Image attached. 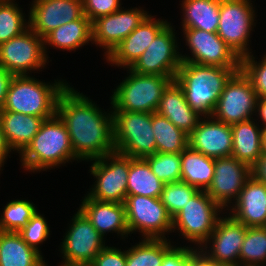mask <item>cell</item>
Masks as SVG:
<instances>
[{
    "label": "cell",
    "instance_id": "cell-1",
    "mask_svg": "<svg viewBox=\"0 0 266 266\" xmlns=\"http://www.w3.org/2000/svg\"><path fill=\"white\" fill-rule=\"evenodd\" d=\"M68 87L60 94L56 114L64 122L77 159L93 160L115 152L113 114Z\"/></svg>",
    "mask_w": 266,
    "mask_h": 266
},
{
    "label": "cell",
    "instance_id": "cell-2",
    "mask_svg": "<svg viewBox=\"0 0 266 266\" xmlns=\"http://www.w3.org/2000/svg\"><path fill=\"white\" fill-rule=\"evenodd\" d=\"M238 70L240 68L182 62L174 80L184 91L188 105L201 116L208 115L209 118L214 112L227 80Z\"/></svg>",
    "mask_w": 266,
    "mask_h": 266
},
{
    "label": "cell",
    "instance_id": "cell-3",
    "mask_svg": "<svg viewBox=\"0 0 266 266\" xmlns=\"http://www.w3.org/2000/svg\"><path fill=\"white\" fill-rule=\"evenodd\" d=\"M22 165L27 170L55 167L70 159H77L64 122L56 114L44 120L40 130L21 152Z\"/></svg>",
    "mask_w": 266,
    "mask_h": 266
},
{
    "label": "cell",
    "instance_id": "cell-4",
    "mask_svg": "<svg viewBox=\"0 0 266 266\" xmlns=\"http://www.w3.org/2000/svg\"><path fill=\"white\" fill-rule=\"evenodd\" d=\"M67 84L59 81L53 85L39 82L27 75L13 76L1 111L18 112L45 120L57 112V102Z\"/></svg>",
    "mask_w": 266,
    "mask_h": 266
},
{
    "label": "cell",
    "instance_id": "cell-5",
    "mask_svg": "<svg viewBox=\"0 0 266 266\" xmlns=\"http://www.w3.org/2000/svg\"><path fill=\"white\" fill-rule=\"evenodd\" d=\"M129 71V77L120 83L112 95L114 111L156 112L164 91L174 78L138 74L131 69Z\"/></svg>",
    "mask_w": 266,
    "mask_h": 266
},
{
    "label": "cell",
    "instance_id": "cell-6",
    "mask_svg": "<svg viewBox=\"0 0 266 266\" xmlns=\"http://www.w3.org/2000/svg\"><path fill=\"white\" fill-rule=\"evenodd\" d=\"M112 114L115 152L132 158L157 152L152 113L114 111Z\"/></svg>",
    "mask_w": 266,
    "mask_h": 266
},
{
    "label": "cell",
    "instance_id": "cell-7",
    "mask_svg": "<svg viewBox=\"0 0 266 266\" xmlns=\"http://www.w3.org/2000/svg\"><path fill=\"white\" fill-rule=\"evenodd\" d=\"M220 209L222 207L206 191L199 190L172 218V229L178 228L189 241L207 244L220 219L217 216Z\"/></svg>",
    "mask_w": 266,
    "mask_h": 266
},
{
    "label": "cell",
    "instance_id": "cell-8",
    "mask_svg": "<svg viewBox=\"0 0 266 266\" xmlns=\"http://www.w3.org/2000/svg\"><path fill=\"white\" fill-rule=\"evenodd\" d=\"M93 160L90 171L97 180L88 196L102 202L124 203L131 157L113 152Z\"/></svg>",
    "mask_w": 266,
    "mask_h": 266
},
{
    "label": "cell",
    "instance_id": "cell-9",
    "mask_svg": "<svg viewBox=\"0 0 266 266\" xmlns=\"http://www.w3.org/2000/svg\"><path fill=\"white\" fill-rule=\"evenodd\" d=\"M257 94L249 78L240 69L227 80L211 115L217 121L233 125L251 119L257 109Z\"/></svg>",
    "mask_w": 266,
    "mask_h": 266
},
{
    "label": "cell",
    "instance_id": "cell-10",
    "mask_svg": "<svg viewBox=\"0 0 266 266\" xmlns=\"http://www.w3.org/2000/svg\"><path fill=\"white\" fill-rule=\"evenodd\" d=\"M124 205L129 234L138 229L146 239H165V232L173 230L172 217L160 198L127 195Z\"/></svg>",
    "mask_w": 266,
    "mask_h": 266
},
{
    "label": "cell",
    "instance_id": "cell-11",
    "mask_svg": "<svg viewBox=\"0 0 266 266\" xmlns=\"http://www.w3.org/2000/svg\"><path fill=\"white\" fill-rule=\"evenodd\" d=\"M249 0H221L218 36L241 59L248 56L247 43L254 22V10Z\"/></svg>",
    "mask_w": 266,
    "mask_h": 266
},
{
    "label": "cell",
    "instance_id": "cell-12",
    "mask_svg": "<svg viewBox=\"0 0 266 266\" xmlns=\"http://www.w3.org/2000/svg\"><path fill=\"white\" fill-rule=\"evenodd\" d=\"M44 39L30 28L0 45V66L14 76L26 75L46 63Z\"/></svg>",
    "mask_w": 266,
    "mask_h": 266
},
{
    "label": "cell",
    "instance_id": "cell-13",
    "mask_svg": "<svg viewBox=\"0 0 266 266\" xmlns=\"http://www.w3.org/2000/svg\"><path fill=\"white\" fill-rule=\"evenodd\" d=\"M72 220L61 245L65 259L62 266H89L105 247L104 238L80 210Z\"/></svg>",
    "mask_w": 266,
    "mask_h": 266
},
{
    "label": "cell",
    "instance_id": "cell-14",
    "mask_svg": "<svg viewBox=\"0 0 266 266\" xmlns=\"http://www.w3.org/2000/svg\"><path fill=\"white\" fill-rule=\"evenodd\" d=\"M173 32L172 26L168 24L130 69L138 74L161 75L175 79L182 60L176 49L178 47Z\"/></svg>",
    "mask_w": 266,
    "mask_h": 266
},
{
    "label": "cell",
    "instance_id": "cell-15",
    "mask_svg": "<svg viewBox=\"0 0 266 266\" xmlns=\"http://www.w3.org/2000/svg\"><path fill=\"white\" fill-rule=\"evenodd\" d=\"M183 30L193 57L181 56L182 62L223 68H240L241 59L217 33L201 29Z\"/></svg>",
    "mask_w": 266,
    "mask_h": 266
},
{
    "label": "cell",
    "instance_id": "cell-16",
    "mask_svg": "<svg viewBox=\"0 0 266 266\" xmlns=\"http://www.w3.org/2000/svg\"><path fill=\"white\" fill-rule=\"evenodd\" d=\"M251 176V167L235 157L214 159V177L206 192L224 209L231 198H238Z\"/></svg>",
    "mask_w": 266,
    "mask_h": 266
},
{
    "label": "cell",
    "instance_id": "cell-17",
    "mask_svg": "<svg viewBox=\"0 0 266 266\" xmlns=\"http://www.w3.org/2000/svg\"><path fill=\"white\" fill-rule=\"evenodd\" d=\"M32 5L28 25L43 39L59 26L84 15L82 0H35Z\"/></svg>",
    "mask_w": 266,
    "mask_h": 266
},
{
    "label": "cell",
    "instance_id": "cell-18",
    "mask_svg": "<svg viewBox=\"0 0 266 266\" xmlns=\"http://www.w3.org/2000/svg\"><path fill=\"white\" fill-rule=\"evenodd\" d=\"M149 15L144 10L130 9L99 17L92 22V40L106 48L108 56Z\"/></svg>",
    "mask_w": 266,
    "mask_h": 266
},
{
    "label": "cell",
    "instance_id": "cell-19",
    "mask_svg": "<svg viewBox=\"0 0 266 266\" xmlns=\"http://www.w3.org/2000/svg\"><path fill=\"white\" fill-rule=\"evenodd\" d=\"M188 146L207 157L218 159L232 155V128L215 120L199 121L188 135Z\"/></svg>",
    "mask_w": 266,
    "mask_h": 266
},
{
    "label": "cell",
    "instance_id": "cell-20",
    "mask_svg": "<svg viewBox=\"0 0 266 266\" xmlns=\"http://www.w3.org/2000/svg\"><path fill=\"white\" fill-rule=\"evenodd\" d=\"M247 227L233 217L221 218L217 221L216 227L208 237L212 239L211 254H205L211 259L227 266H240L237 262L242 243L246 235Z\"/></svg>",
    "mask_w": 266,
    "mask_h": 266
},
{
    "label": "cell",
    "instance_id": "cell-21",
    "mask_svg": "<svg viewBox=\"0 0 266 266\" xmlns=\"http://www.w3.org/2000/svg\"><path fill=\"white\" fill-rule=\"evenodd\" d=\"M148 16L106 57L115 65L131 68L147 49L153 39L169 24ZM129 66V67H128Z\"/></svg>",
    "mask_w": 266,
    "mask_h": 266
},
{
    "label": "cell",
    "instance_id": "cell-22",
    "mask_svg": "<svg viewBox=\"0 0 266 266\" xmlns=\"http://www.w3.org/2000/svg\"><path fill=\"white\" fill-rule=\"evenodd\" d=\"M233 217L246 227H264L266 222V184L251 176L235 199Z\"/></svg>",
    "mask_w": 266,
    "mask_h": 266
},
{
    "label": "cell",
    "instance_id": "cell-23",
    "mask_svg": "<svg viewBox=\"0 0 266 266\" xmlns=\"http://www.w3.org/2000/svg\"><path fill=\"white\" fill-rule=\"evenodd\" d=\"M79 210L102 236L107 231L129 234L124 203L102 202L87 195Z\"/></svg>",
    "mask_w": 266,
    "mask_h": 266
},
{
    "label": "cell",
    "instance_id": "cell-24",
    "mask_svg": "<svg viewBox=\"0 0 266 266\" xmlns=\"http://www.w3.org/2000/svg\"><path fill=\"white\" fill-rule=\"evenodd\" d=\"M156 112L187 135L200 120V114L188 105L184 91L175 80L164 91Z\"/></svg>",
    "mask_w": 266,
    "mask_h": 266
},
{
    "label": "cell",
    "instance_id": "cell-25",
    "mask_svg": "<svg viewBox=\"0 0 266 266\" xmlns=\"http://www.w3.org/2000/svg\"><path fill=\"white\" fill-rule=\"evenodd\" d=\"M44 120L43 117L0 111V121L5 140L11 150H17L20 153L38 133Z\"/></svg>",
    "mask_w": 266,
    "mask_h": 266
},
{
    "label": "cell",
    "instance_id": "cell-26",
    "mask_svg": "<svg viewBox=\"0 0 266 266\" xmlns=\"http://www.w3.org/2000/svg\"><path fill=\"white\" fill-rule=\"evenodd\" d=\"M231 128L233 143L231 156L252 167L263 154L262 128L260 130L251 119L233 124Z\"/></svg>",
    "mask_w": 266,
    "mask_h": 266
},
{
    "label": "cell",
    "instance_id": "cell-27",
    "mask_svg": "<svg viewBox=\"0 0 266 266\" xmlns=\"http://www.w3.org/2000/svg\"><path fill=\"white\" fill-rule=\"evenodd\" d=\"M39 252L18 232L0 231V266H46Z\"/></svg>",
    "mask_w": 266,
    "mask_h": 266
},
{
    "label": "cell",
    "instance_id": "cell-28",
    "mask_svg": "<svg viewBox=\"0 0 266 266\" xmlns=\"http://www.w3.org/2000/svg\"><path fill=\"white\" fill-rule=\"evenodd\" d=\"M214 177V159L191 149L181 152V180L198 190L206 191ZM201 187V189H200Z\"/></svg>",
    "mask_w": 266,
    "mask_h": 266
},
{
    "label": "cell",
    "instance_id": "cell-29",
    "mask_svg": "<svg viewBox=\"0 0 266 266\" xmlns=\"http://www.w3.org/2000/svg\"><path fill=\"white\" fill-rule=\"evenodd\" d=\"M221 0H184V29H201L217 33Z\"/></svg>",
    "mask_w": 266,
    "mask_h": 266
},
{
    "label": "cell",
    "instance_id": "cell-30",
    "mask_svg": "<svg viewBox=\"0 0 266 266\" xmlns=\"http://www.w3.org/2000/svg\"><path fill=\"white\" fill-rule=\"evenodd\" d=\"M89 41H92V22L85 15L59 26L44 38L45 43L64 50L77 49Z\"/></svg>",
    "mask_w": 266,
    "mask_h": 266
},
{
    "label": "cell",
    "instance_id": "cell-31",
    "mask_svg": "<svg viewBox=\"0 0 266 266\" xmlns=\"http://www.w3.org/2000/svg\"><path fill=\"white\" fill-rule=\"evenodd\" d=\"M164 183L152 172L144 158H132L128 172L127 195L160 198Z\"/></svg>",
    "mask_w": 266,
    "mask_h": 266
},
{
    "label": "cell",
    "instance_id": "cell-32",
    "mask_svg": "<svg viewBox=\"0 0 266 266\" xmlns=\"http://www.w3.org/2000/svg\"><path fill=\"white\" fill-rule=\"evenodd\" d=\"M152 130L157 152L181 153L188 147V135L157 112L152 113Z\"/></svg>",
    "mask_w": 266,
    "mask_h": 266
},
{
    "label": "cell",
    "instance_id": "cell-33",
    "mask_svg": "<svg viewBox=\"0 0 266 266\" xmlns=\"http://www.w3.org/2000/svg\"><path fill=\"white\" fill-rule=\"evenodd\" d=\"M165 239H146L126 251V266H161L171 248Z\"/></svg>",
    "mask_w": 266,
    "mask_h": 266
},
{
    "label": "cell",
    "instance_id": "cell-34",
    "mask_svg": "<svg viewBox=\"0 0 266 266\" xmlns=\"http://www.w3.org/2000/svg\"><path fill=\"white\" fill-rule=\"evenodd\" d=\"M239 259L240 260L237 261H241V266L242 263L243 266H260L262 263L264 264L266 262L265 227H247L246 235L239 253Z\"/></svg>",
    "mask_w": 266,
    "mask_h": 266
},
{
    "label": "cell",
    "instance_id": "cell-35",
    "mask_svg": "<svg viewBox=\"0 0 266 266\" xmlns=\"http://www.w3.org/2000/svg\"><path fill=\"white\" fill-rule=\"evenodd\" d=\"M152 172L164 184L181 180V153H161L144 157Z\"/></svg>",
    "mask_w": 266,
    "mask_h": 266
},
{
    "label": "cell",
    "instance_id": "cell-36",
    "mask_svg": "<svg viewBox=\"0 0 266 266\" xmlns=\"http://www.w3.org/2000/svg\"><path fill=\"white\" fill-rule=\"evenodd\" d=\"M35 206L26 200L9 202L0 218V231L19 232L36 213Z\"/></svg>",
    "mask_w": 266,
    "mask_h": 266
},
{
    "label": "cell",
    "instance_id": "cell-37",
    "mask_svg": "<svg viewBox=\"0 0 266 266\" xmlns=\"http://www.w3.org/2000/svg\"><path fill=\"white\" fill-rule=\"evenodd\" d=\"M11 0L0 1V45L23 33L25 25L21 10Z\"/></svg>",
    "mask_w": 266,
    "mask_h": 266
},
{
    "label": "cell",
    "instance_id": "cell-38",
    "mask_svg": "<svg viewBox=\"0 0 266 266\" xmlns=\"http://www.w3.org/2000/svg\"><path fill=\"white\" fill-rule=\"evenodd\" d=\"M198 191L197 188L182 181L166 183L160 200L173 218Z\"/></svg>",
    "mask_w": 266,
    "mask_h": 266
},
{
    "label": "cell",
    "instance_id": "cell-39",
    "mask_svg": "<svg viewBox=\"0 0 266 266\" xmlns=\"http://www.w3.org/2000/svg\"><path fill=\"white\" fill-rule=\"evenodd\" d=\"M250 54L241 58L240 69L249 78L258 98H266V56L258 63Z\"/></svg>",
    "mask_w": 266,
    "mask_h": 266
},
{
    "label": "cell",
    "instance_id": "cell-40",
    "mask_svg": "<svg viewBox=\"0 0 266 266\" xmlns=\"http://www.w3.org/2000/svg\"><path fill=\"white\" fill-rule=\"evenodd\" d=\"M49 232L46 220L36 211L28 223L18 233L30 247L39 251L37 245L48 238Z\"/></svg>",
    "mask_w": 266,
    "mask_h": 266
},
{
    "label": "cell",
    "instance_id": "cell-41",
    "mask_svg": "<svg viewBox=\"0 0 266 266\" xmlns=\"http://www.w3.org/2000/svg\"><path fill=\"white\" fill-rule=\"evenodd\" d=\"M83 13L93 22L120 9V0H82Z\"/></svg>",
    "mask_w": 266,
    "mask_h": 266
},
{
    "label": "cell",
    "instance_id": "cell-42",
    "mask_svg": "<svg viewBox=\"0 0 266 266\" xmlns=\"http://www.w3.org/2000/svg\"><path fill=\"white\" fill-rule=\"evenodd\" d=\"M89 266H126V251L106 246Z\"/></svg>",
    "mask_w": 266,
    "mask_h": 266
},
{
    "label": "cell",
    "instance_id": "cell-43",
    "mask_svg": "<svg viewBox=\"0 0 266 266\" xmlns=\"http://www.w3.org/2000/svg\"><path fill=\"white\" fill-rule=\"evenodd\" d=\"M161 266H193L192 249L171 247L165 254Z\"/></svg>",
    "mask_w": 266,
    "mask_h": 266
},
{
    "label": "cell",
    "instance_id": "cell-44",
    "mask_svg": "<svg viewBox=\"0 0 266 266\" xmlns=\"http://www.w3.org/2000/svg\"><path fill=\"white\" fill-rule=\"evenodd\" d=\"M13 76L4 67L0 66V111L3 109V105L6 99L7 91Z\"/></svg>",
    "mask_w": 266,
    "mask_h": 266
},
{
    "label": "cell",
    "instance_id": "cell-45",
    "mask_svg": "<svg viewBox=\"0 0 266 266\" xmlns=\"http://www.w3.org/2000/svg\"><path fill=\"white\" fill-rule=\"evenodd\" d=\"M200 250L202 251L198 252L197 250L192 249V265L193 266H227L208 257L204 253L203 249H200Z\"/></svg>",
    "mask_w": 266,
    "mask_h": 266
},
{
    "label": "cell",
    "instance_id": "cell-46",
    "mask_svg": "<svg viewBox=\"0 0 266 266\" xmlns=\"http://www.w3.org/2000/svg\"><path fill=\"white\" fill-rule=\"evenodd\" d=\"M251 173L256 180L266 184V153H263L251 167Z\"/></svg>",
    "mask_w": 266,
    "mask_h": 266
},
{
    "label": "cell",
    "instance_id": "cell-47",
    "mask_svg": "<svg viewBox=\"0 0 266 266\" xmlns=\"http://www.w3.org/2000/svg\"><path fill=\"white\" fill-rule=\"evenodd\" d=\"M9 150L11 151V149L9 148L3 131H2V126H1V121H0V167H2V163H4V159H6V156H8L7 154L9 153Z\"/></svg>",
    "mask_w": 266,
    "mask_h": 266
},
{
    "label": "cell",
    "instance_id": "cell-48",
    "mask_svg": "<svg viewBox=\"0 0 266 266\" xmlns=\"http://www.w3.org/2000/svg\"><path fill=\"white\" fill-rule=\"evenodd\" d=\"M256 108H258L259 116L264 122L263 129H266V98H258Z\"/></svg>",
    "mask_w": 266,
    "mask_h": 266
},
{
    "label": "cell",
    "instance_id": "cell-49",
    "mask_svg": "<svg viewBox=\"0 0 266 266\" xmlns=\"http://www.w3.org/2000/svg\"><path fill=\"white\" fill-rule=\"evenodd\" d=\"M262 151L266 153V129H262Z\"/></svg>",
    "mask_w": 266,
    "mask_h": 266
}]
</instances>
